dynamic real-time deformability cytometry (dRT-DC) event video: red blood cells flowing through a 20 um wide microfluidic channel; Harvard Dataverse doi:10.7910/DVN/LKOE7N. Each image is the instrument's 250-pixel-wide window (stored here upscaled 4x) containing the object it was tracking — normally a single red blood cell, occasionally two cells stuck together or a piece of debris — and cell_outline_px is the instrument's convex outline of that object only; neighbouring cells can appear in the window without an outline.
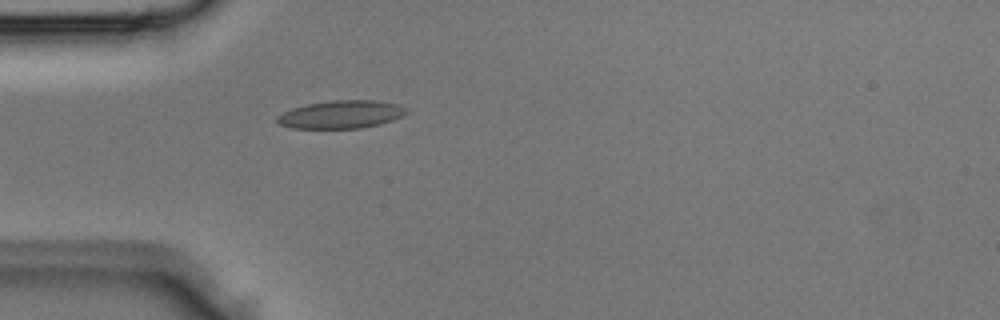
{"species": "Egyptian fruit bat (a non-hibernating species)", "species_latin": "Rousettus aegyptiacus", "temperature_condition": "room temperature", "stored_images_in_passage": 4, "camera_frame_rate_fps": 3000, "um_per_image_px": 0.085, "animal": {"sex": "male"}, "frame": {"image": 1, "passage_image": 4, "time_ms": 1.0, "image_size_px": [1000, 320], "cell_outline_px": [[408, 112], [404, 116], [380, 124], [360, 128], [292, 128], [280, 124], [276, 120], [276, 116], [292, 108], [308, 104], [332, 100], [376, 100], [396, 104], [408, 108]], "centroid_in_image_um": [29.03, 9.72], "position_along_channel_um": 56.0, "area_um2": 21.04}}